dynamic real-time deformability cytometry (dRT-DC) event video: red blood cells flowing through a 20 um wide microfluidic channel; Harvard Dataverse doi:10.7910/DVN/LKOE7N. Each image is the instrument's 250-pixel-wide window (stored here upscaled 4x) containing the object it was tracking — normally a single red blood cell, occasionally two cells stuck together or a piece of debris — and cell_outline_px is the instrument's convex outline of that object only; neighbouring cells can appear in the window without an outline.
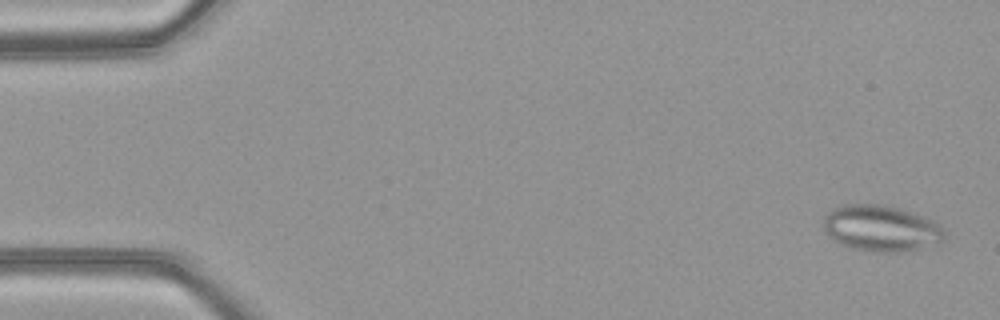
{"species": "common noctule bat (a hibernating species)", "species_latin": "Nyctalus noctula", "temperature_condition": "warm", "stored_images_in_passage": 50, "camera_frame_rate_fps": 3000, "um_per_image_px": 0.085, "animal": {"sex": "female", "body_mass_g": 21.9}, "frame": {"image": 1, "passage_image": 2, "time_ms": 0.333, "image_size_px": [1000, 320], "cell_outline_px": [[944, 240], [940, 244], [900, 252], [868, 252], [852, 248], [832, 240], [824, 232], [824, 216], [832, 208], [844, 204], [880, 204], [900, 208], [924, 216], [940, 224], [944, 228]], "centroid_in_image_um": [74.9, 19.41], "position_along_channel_um": 10.1, "area_um2": 33.06}}
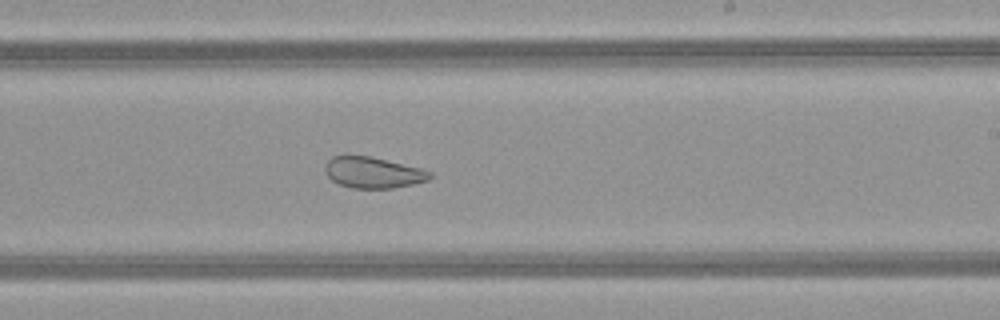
{"frame": {"image": 2, "passage_image": 30, "time_ms": 9.667, "image_size_px": [1000, 320], "cell_outline_px": [[432, 176], [428, 180], [412, 184], [392, 188], [352, 188], [340, 184], [332, 180], [328, 176], [324, 168], [324, 164], [332, 156], [368, 156], [420, 168], [432, 172]], "centroid_in_image_um": [31.69, 14.67], "position_along_channel_um": 257.3, "area_um2": 18.73}}
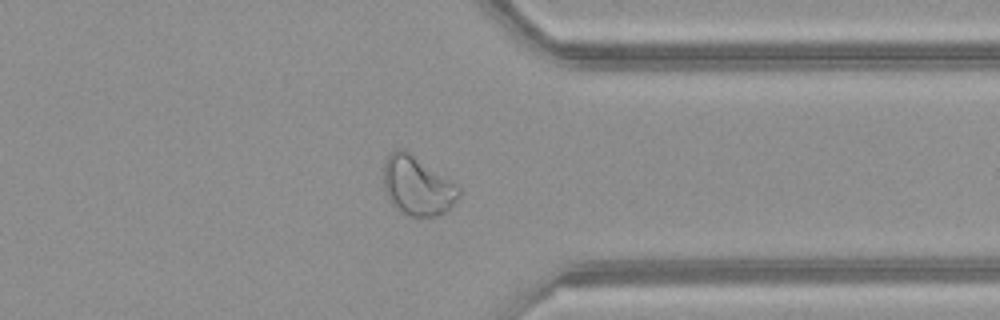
{"frame": {"image": 3, "passage_image": 39, "time_ms": 12.667, "image_size_px": [1000, 320], "cell_outline_px": [[460, 196], [444, 212], [436, 216], [408, 216], [400, 212], [388, 200], [384, 188], [384, 160], [396, 148], [404, 148], [456, 184], [460, 188]], "centroid_in_image_um": [35.44, 15.79], "position_along_channel_um": 376.0, "area_um2": 25.84}, "authors_computed_cell_mechanics": {"area_um2": 28.6399, "velocity_mm_per_s": 4.1104, "shape_relaxation_time_tau1_ms": null, "shape_relaxation_time_tau2_ms": 1.5221, "deformation_change_tau1": null, "deformation_change_tau2": 0.0782}}